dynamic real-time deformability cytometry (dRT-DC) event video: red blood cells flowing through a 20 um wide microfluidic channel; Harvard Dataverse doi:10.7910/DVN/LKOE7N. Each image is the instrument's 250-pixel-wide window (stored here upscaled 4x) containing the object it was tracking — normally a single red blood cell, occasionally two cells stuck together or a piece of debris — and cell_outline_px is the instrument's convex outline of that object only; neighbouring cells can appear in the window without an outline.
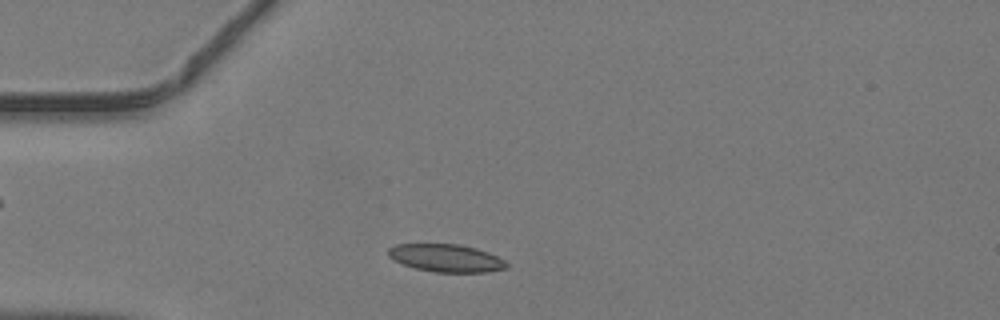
{"species": "common noctule bat (a hibernating species)", "species_latin": "Nyctalus noctula", "temperature_condition": "warm", "stored_images_in_passage": 10, "camera_frame_rate_fps": 3000, "um_per_image_px": 0.085, "animal": {"sex": "male", "body_mass_g": 19.2, "forearm_length_mm": 51.8}, "frame": {"image": 1, "passage_image": 5, "time_ms": 1.333, "image_size_px": [1000, 320], "cell_outline_px": [[508, 268], [488, 272], [436, 272], [416, 268], [392, 260], [388, 256], [388, 248], [396, 244], [460, 244], [476, 248], [488, 252], [504, 260], [508, 264]], "centroid_in_image_um": [37.92, 21.93], "position_along_channel_um": 47.1, "area_um2": 19.13}}
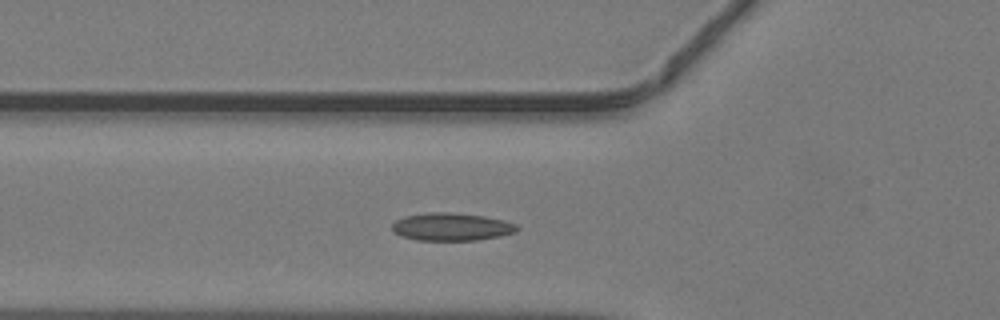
{"frame": {"image": 2, "passage_image": 9, "time_ms": 2.667, "image_size_px": [1000, 320], "cell_outline_px": [[520, 228], [516, 232], [500, 236], [476, 240], [416, 240], [400, 236], [392, 232], [392, 224], [396, 220], [404, 216], [432, 212], [448, 212], [484, 216], [504, 220], [516, 224]], "centroid_in_image_um": [38.37, 19.28], "position_along_channel_um": 87.4, "area_um2": 20.29}}